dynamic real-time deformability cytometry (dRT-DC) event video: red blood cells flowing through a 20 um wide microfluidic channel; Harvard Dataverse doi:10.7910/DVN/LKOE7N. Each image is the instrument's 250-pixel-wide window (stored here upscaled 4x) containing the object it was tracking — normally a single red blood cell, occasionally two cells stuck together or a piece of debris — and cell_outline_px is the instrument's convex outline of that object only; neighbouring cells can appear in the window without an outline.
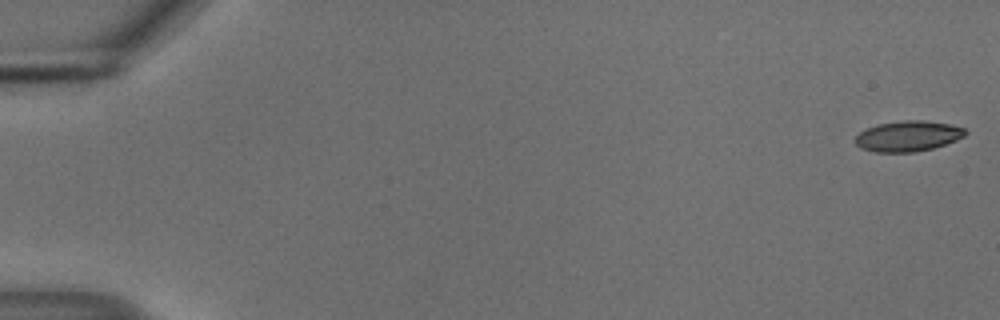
{"species": "common noctule bat (a hibernating species)", "species_latin": "Nyctalus noctula", "temperature_condition": "cold", "stored_images_in_passage": 52, "camera_frame_rate_fps": 3000, "um_per_image_px": 0.085, "animal": {"sex": "male", "body_mass_g": 18.8}, "frame": {"image": 1, "passage_image": 1, "time_ms": 0.0, "image_size_px": [1000, 320], "cell_outline_px": [[968, 132], [964, 136], [956, 140], [932, 148], [912, 152], [876, 152], [860, 148], [856, 144], [856, 136], [860, 132], [868, 128], [880, 124], [904, 120], [924, 120], [948, 124], [964, 128]], "centroid_in_image_um": [77.18, 11.57], "position_along_channel_um": 7.8, "area_um2": 19.31}}
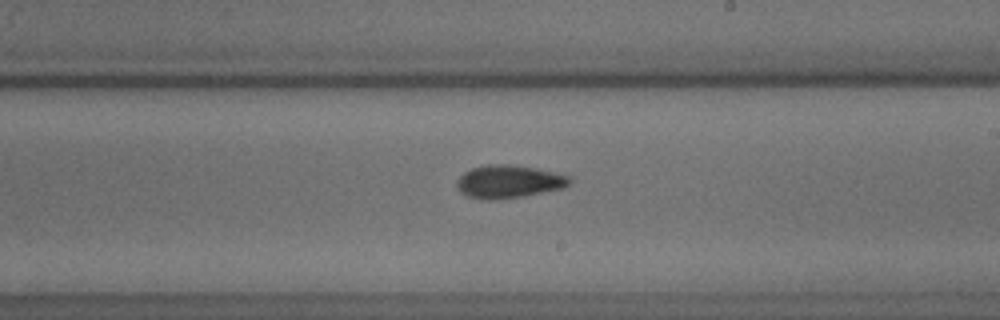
{"frame": {"image": 2, "passage_image": 33, "time_ms": 10.667, "image_size_px": [1000, 320], "cell_outline_px": [[572, 180], [564, 188], [524, 196], [496, 200], [484, 200], [468, 196], [460, 192], [456, 188], [456, 180], [464, 172], [472, 168], [488, 164], [508, 164], [536, 168], [556, 172], [572, 176]], "centroid_in_image_um": [43.25, 15.44], "position_along_channel_um": 245.8, "area_um2": 21.96}}
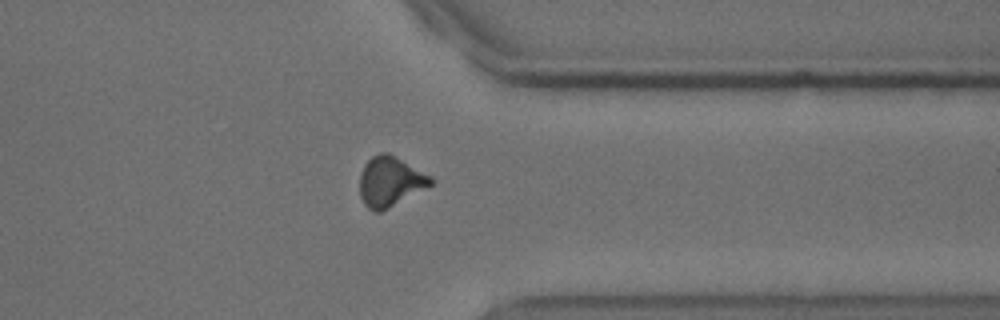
{"frame": {"image": 3, "passage_image": 44, "time_ms": 14.333, "image_size_px": [1000, 320], "cell_outline_px": [[436, 180], [432, 184], [388, 208], [380, 212], [372, 212], [364, 204], [360, 196], [360, 172], [364, 164], [372, 156], [380, 152], [388, 152], [432, 176]], "centroid_in_image_um": [33.15, 15.42], "position_along_channel_um": 378.3, "area_um2": 20.69}}